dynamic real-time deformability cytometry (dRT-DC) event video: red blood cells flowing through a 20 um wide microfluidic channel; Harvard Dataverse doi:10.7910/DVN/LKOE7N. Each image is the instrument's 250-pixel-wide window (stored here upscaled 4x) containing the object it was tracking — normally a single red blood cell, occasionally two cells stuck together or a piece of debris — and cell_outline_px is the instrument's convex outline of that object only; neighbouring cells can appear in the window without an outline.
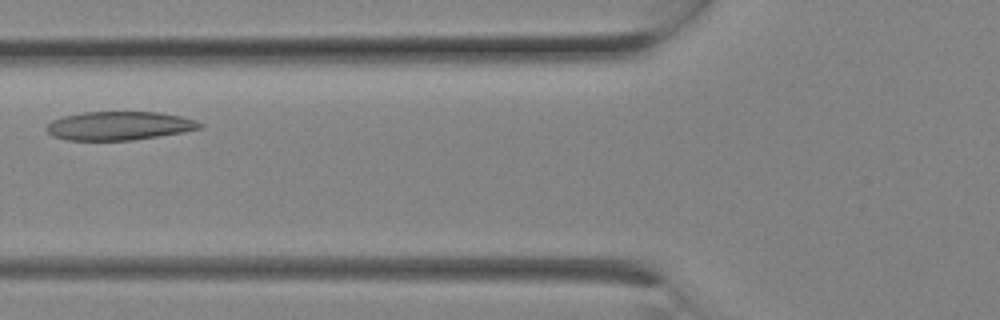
{"species": "Egyptian fruit bat (a non-hibernating species)", "species_latin": "Rousettus aegyptiacus", "temperature_condition": "room temperature", "stored_images_in_passage": 3, "camera_frame_rate_fps": 3000, "um_per_image_px": 0.085, "animal": {"sex": "female"}, "frame": {"image": 1, "passage_image": 3, "time_ms": 0.667, "image_size_px": [1000, 320], "cell_outline_px": [[204, 128], [184, 132], [132, 140], [68, 140], [52, 136], [44, 128], [52, 120], [64, 116], [84, 112], [160, 112], [180, 116], [196, 120], [204, 124]], "centroid_in_image_um": [10.16, 10.69], "position_along_channel_um": 115.6, "area_um2": 25.66}}